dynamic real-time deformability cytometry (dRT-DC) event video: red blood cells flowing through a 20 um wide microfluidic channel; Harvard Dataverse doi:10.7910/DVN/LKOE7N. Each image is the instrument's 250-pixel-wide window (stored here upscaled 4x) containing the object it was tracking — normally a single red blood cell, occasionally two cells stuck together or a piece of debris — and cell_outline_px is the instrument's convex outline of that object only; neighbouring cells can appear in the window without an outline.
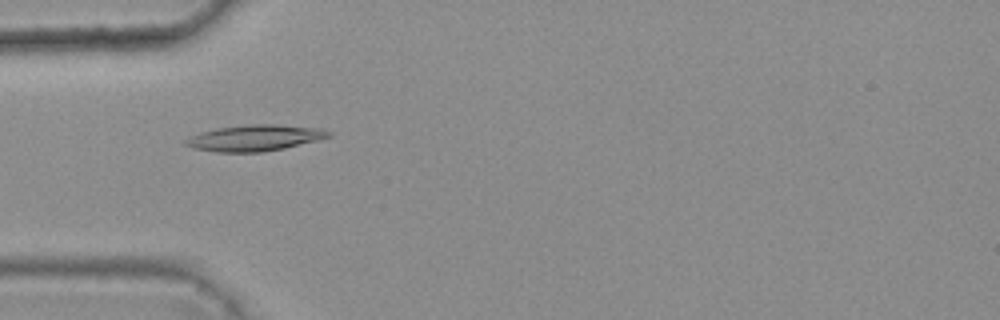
{"species": "common noctule bat (a hibernating species)", "species_latin": "Nyctalus noctula", "temperature_condition": "warm", "stored_images_in_passage": 5, "camera_frame_rate_fps": 3000, "um_per_image_px": 0.085, "animal": {"sex": "female", "body_mass_g": 25.1}, "frame": {"image": 1, "passage_image": 5, "time_ms": 1.333, "image_size_px": [1000, 320], "cell_outline_px": [[332, 136], [284, 148], [264, 152], [216, 152], [192, 148], [184, 144], [184, 140], [200, 132], [216, 128], [252, 124], [280, 124], [324, 128], [332, 132]], "centroid_in_image_um": [21.68, 11.71], "position_along_channel_um": 63.3, "area_um2": 21.91}}